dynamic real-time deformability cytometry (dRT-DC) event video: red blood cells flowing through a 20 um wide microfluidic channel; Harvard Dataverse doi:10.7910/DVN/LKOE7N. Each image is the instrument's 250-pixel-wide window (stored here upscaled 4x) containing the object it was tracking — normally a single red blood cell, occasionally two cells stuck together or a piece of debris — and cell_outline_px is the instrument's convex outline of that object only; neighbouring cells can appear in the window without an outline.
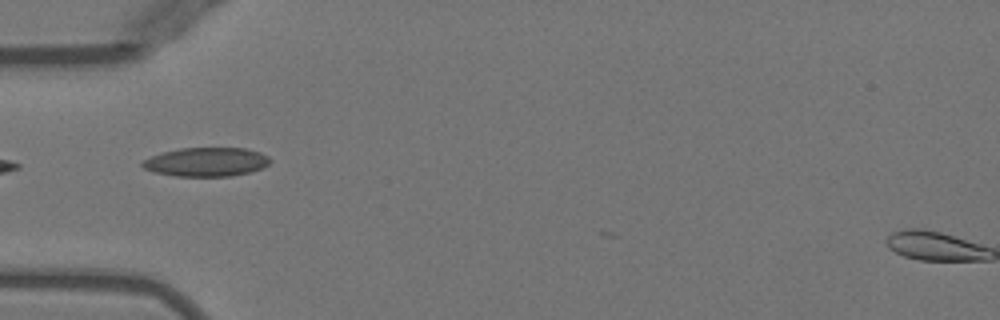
{"species": "Egyptian fruit bat (a non-hibernating species)", "species_latin": "Rousettus aegyptiacus", "temperature_condition": "warm", "stored_images_in_passage": 5, "camera_frame_rate_fps": 3000, "um_per_image_px": 0.085, "animal": {"sex": "female"}, "frame": {"image": 1, "passage_image": 2, "time_ms": 0.333, "image_size_px": [1000, 320], "cell_outline_px": [[272, 160], [268, 164], [252, 172], [232, 176], [176, 176], [152, 172], [144, 168], [140, 164], [144, 160], [160, 152], [180, 148], [244, 148], [260, 152], [268, 156]], "centroid_in_image_um": [17.53, 13.76], "position_along_channel_um": 67.5, "area_um2": 21.62}}